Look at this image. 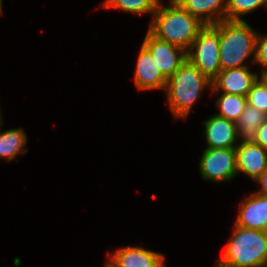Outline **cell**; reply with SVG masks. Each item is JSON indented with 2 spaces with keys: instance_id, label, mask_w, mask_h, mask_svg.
<instances>
[{
  "instance_id": "1",
  "label": "cell",
  "mask_w": 267,
  "mask_h": 267,
  "mask_svg": "<svg viewBox=\"0 0 267 267\" xmlns=\"http://www.w3.org/2000/svg\"><path fill=\"white\" fill-rule=\"evenodd\" d=\"M164 4L161 0L152 15L148 31L156 38L179 46L187 52L205 24L174 0H169L168 6Z\"/></svg>"
},
{
  "instance_id": "10",
  "label": "cell",
  "mask_w": 267,
  "mask_h": 267,
  "mask_svg": "<svg viewBox=\"0 0 267 267\" xmlns=\"http://www.w3.org/2000/svg\"><path fill=\"white\" fill-rule=\"evenodd\" d=\"M134 84L140 91H165L168 79L162 74L149 50L142 44L136 60Z\"/></svg>"
},
{
  "instance_id": "17",
  "label": "cell",
  "mask_w": 267,
  "mask_h": 267,
  "mask_svg": "<svg viewBox=\"0 0 267 267\" xmlns=\"http://www.w3.org/2000/svg\"><path fill=\"white\" fill-rule=\"evenodd\" d=\"M211 95H218L216 98V107L218 112L215 115L236 122L244 111L247 103V97L220 92H210Z\"/></svg>"
},
{
  "instance_id": "16",
  "label": "cell",
  "mask_w": 267,
  "mask_h": 267,
  "mask_svg": "<svg viewBox=\"0 0 267 267\" xmlns=\"http://www.w3.org/2000/svg\"><path fill=\"white\" fill-rule=\"evenodd\" d=\"M267 115L255 107L247 104L239 119L236 121L240 142H254L258 127Z\"/></svg>"
},
{
  "instance_id": "15",
  "label": "cell",
  "mask_w": 267,
  "mask_h": 267,
  "mask_svg": "<svg viewBox=\"0 0 267 267\" xmlns=\"http://www.w3.org/2000/svg\"><path fill=\"white\" fill-rule=\"evenodd\" d=\"M0 129V160L18 162V156L28 152V136L22 127L2 131Z\"/></svg>"
},
{
  "instance_id": "4",
  "label": "cell",
  "mask_w": 267,
  "mask_h": 267,
  "mask_svg": "<svg viewBox=\"0 0 267 267\" xmlns=\"http://www.w3.org/2000/svg\"><path fill=\"white\" fill-rule=\"evenodd\" d=\"M257 31L248 21L222 20L219 22V61L221 70L249 66L255 62Z\"/></svg>"
},
{
  "instance_id": "20",
  "label": "cell",
  "mask_w": 267,
  "mask_h": 267,
  "mask_svg": "<svg viewBox=\"0 0 267 267\" xmlns=\"http://www.w3.org/2000/svg\"><path fill=\"white\" fill-rule=\"evenodd\" d=\"M247 103L267 115V75H260L247 94Z\"/></svg>"
},
{
  "instance_id": "13",
  "label": "cell",
  "mask_w": 267,
  "mask_h": 267,
  "mask_svg": "<svg viewBox=\"0 0 267 267\" xmlns=\"http://www.w3.org/2000/svg\"><path fill=\"white\" fill-rule=\"evenodd\" d=\"M236 150L237 175L255 181L267 169V150L254 142H239Z\"/></svg>"
},
{
  "instance_id": "22",
  "label": "cell",
  "mask_w": 267,
  "mask_h": 267,
  "mask_svg": "<svg viewBox=\"0 0 267 267\" xmlns=\"http://www.w3.org/2000/svg\"><path fill=\"white\" fill-rule=\"evenodd\" d=\"M254 143L267 150V118L257 129Z\"/></svg>"
},
{
  "instance_id": "21",
  "label": "cell",
  "mask_w": 267,
  "mask_h": 267,
  "mask_svg": "<svg viewBox=\"0 0 267 267\" xmlns=\"http://www.w3.org/2000/svg\"><path fill=\"white\" fill-rule=\"evenodd\" d=\"M254 65H260V74L267 75V34L257 33Z\"/></svg>"
},
{
  "instance_id": "11",
  "label": "cell",
  "mask_w": 267,
  "mask_h": 267,
  "mask_svg": "<svg viewBox=\"0 0 267 267\" xmlns=\"http://www.w3.org/2000/svg\"><path fill=\"white\" fill-rule=\"evenodd\" d=\"M234 224L247 229L267 232V197L255 192L239 203Z\"/></svg>"
},
{
  "instance_id": "18",
  "label": "cell",
  "mask_w": 267,
  "mask_h": 267,
  "mask_svg": "<svg viewBox=\"0 0 267 267\" xmlns=\"http://www.w3.org/2000/svg\"><path fill=\"white\" fill-rule=\"evenodd\" d=\"M161 0H103L101 9H117L135 15L150 14L156 11Z\"/></svg>"
},
{
  "instance_id": "2",
  "label": "cell",
  "mask_w": 267,
  "mask_h": 267,
  "mask_svg": "<svg viewBox=\"0 0 267 267\" xmlns=\"http://www.w3.org/2000/svg\"><path fill=\"white\" fill-rule=\"evenodd\" d=\"M211 87V80L186 59L168 79L164 91L173 118L186 119L203 92Z\"/></svg>"
},
{
  "instance_id": "23",
  "label": "cell",
  "mask_w": 267,
  "mask_h": 267,
  "mask_svg": "<svg viewBox=\"0 0 267 267\" xmlns=\"http://www.w3.org/2000/svg\"><path fill=\"white\" fill-rule=\"evenodd\" d=\"M254 182L261 186L255 193L267 197V169Z\"/></svg>"
},
{
  "instance_id": "14",
  "label": "cell",
  "mask_w": 267,
  "mask_h": 267,
  "mask_svg": "<svg viewBox=\"0 0 267 267\" xmlns=\"http://www.w3.org/2000/svg\"><path fill=\"white\" fill-rule=\"evenodd\" d=\"M205 25H215L224 20L227 0H174Z\"/></svg>"
},
{
  "instance_id": "3",
  "label": "cell",
  "mask_w": 267,
  "mask_h": 267,
  "mask_svg": "<svg viewBox=\"0 0 267 267\" xmlns=\"http://www.w3.org/2000/svg\"><path fill=\"white\" fill-rule=\"evenodd\" d=\"M215 267H267V232L234 224Z\"/></svg>"
},
{
  "instance_id": "8",
  "label": "cell",
  "mask_w": 267,
  "mask_h": 267,
  "mask_svg": "<svg viewBox=\"0 0 267 267\" xmlns=\"http://www.w3.org/2000/svg\"><path fill=\"white\" fill-rule=\"evenodd\" d=\"M142 44L152 54L162 74L169 79L187 59V52L179 46L160 40L148 30Z\"/></svg>"
},
{
  "instance_id": "7",
  "label": "cell",
  "mask_w": 267,
  "mask_h": 267,
  "mask_svg": "<svg viewBox=\"0 0 267 267\" xmlns=\"http://www.w3.org/2000/svg\"><path fill=\"white\" fill-rule=\"evenodd\" d=\"M106 255L108 267H166L163 253L145 247L121 246Z\"/></svg>"
},
{
  "instance_id": "5",
  "label": "cell",
  "mask_w": 267,
  "mask_h": 267,
  "mask_svg": "<svg viewBox=\"0 0 267 267\" xmlns=\"http://www.w3.org/2000/svg\"><path fill=\"white\" fill-rule=\"evenodd\" d=\"M187 59L211 81L219 74V23L200 30L187 51Z\"/></svg>"
},
{
  "instance_id": "9",
  "label": "cell",
  "mask_w": 267,
  "mask_h": 267,
  "mask_svg": "<svg viewBox=\"0 0 267 267\" xmlns=\"http://www.w3.org/2000/svg\"><path fill=\"white\" fill-rule=\"evenodd\" d=\"M260 72L250 71L249 66L224 69L211 81L210 92H222L247 97Z\"/></svg>"
},
{
  "instance_id": "25",
  "label": "cell",
  "mask_w": 267,
  "mask_h": 267,
  "mask_svg": "<svg viewBox=\"0 0 267 267\" xmlns=\"http://www.w3.org/2000/svg\"><path fill=\"white\" fill-rule=\"evenodd\" d=\"M3 0H0V15H3Z\"/></svg>"
},
{
  "instance_id": "19",
  "label": "cell",
  "mask_w": 267,
  "mask_h": 267,
  "mask_svg": "<svg viewBox=\"0 0 267 267\" xmlns=\"http://www.w3.org/2000/svg\"><path fill=\"white\" fill-rule=\"evenodd\" d=\"M262 7L267 10V0H227L224 20L244 21L243 15Z\"/></svg>"
},
{
  "instance_id": "6",
  "label": "cell",
  "mask_w": 267,
  "mask_h": 267,
  "mask_svg": "<svg viewBox=\"0 0 267 267\" xmlns=\"http://www.w3.org/2000/svg\"><path fill=\"white\" fill-rule=\"evenodd\" d=\"M202 179L214 183L233 180L237 176L235 148H205L198 163Z\"/></svg>"
},
{
  "instance_id": "12",
  "label": "cell",
  "mask_w": 267,
  "mask_h": 267,
  "mask_svg": "<svg viewBox=\"0 0 267 267\" xmlns=\"http://www.w3.org/2000/svg\"><path fill=\"white\" fill-rule=\"evenodd\" d=\"M205 148H236L239 137L236 122L217 115L204 120Z\"/></svg>"
},
{
  "instance_id": "24",
  "label": "cell",
  "mask_w": 267,
  "mask_h": 267,
  "mask_svg": "<svg viewBox=\"0 0 267 267\" xmlns=\"http://www.w3.org/2000/svg\"><path fill=\"white\" fill-rule=\"evenodd\" d=\"M4 121L2 119V113H1V109H0V129L3 127Z\"/></svg>"
}]
</instances>
